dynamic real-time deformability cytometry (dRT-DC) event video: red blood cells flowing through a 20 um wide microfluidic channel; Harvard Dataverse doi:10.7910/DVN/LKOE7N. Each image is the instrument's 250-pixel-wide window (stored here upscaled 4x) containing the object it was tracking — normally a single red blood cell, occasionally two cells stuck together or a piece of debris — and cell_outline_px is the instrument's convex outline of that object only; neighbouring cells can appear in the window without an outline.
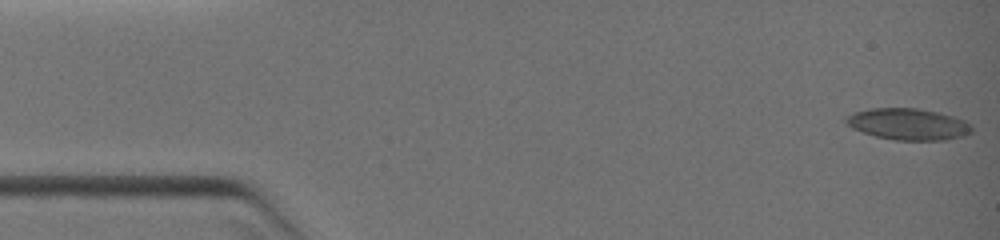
{"species": "common noctule bat (a hibernating species)", "species_latin": "Nyctalus noctula", "temperature_condition": "warm", "stored_images_in_passage": 9, "camera_frame_rate_fps": 3000, "um_per_image_px": 0.085, "animal": {"sex": "female", "body_mass_g": 19.0, "forearm_length_mm": 51.5}, "frame": {"image": 1, "passage_image": 1, "time_ms": 0.0, "image_size_px": [1000, 240], "cell_outline_px": [[972, 132], [964, 136], [944, 140], [896, 140], [876, 136], [852, 128], [844, 120], [852, 112], [868, 108], [916, 108], [936, 112], [952, 116], [964, 120], [972, 124]], "centroid_in_image_um": [77.21, 10.55], "position_along_channel_um": 7.8, "area_um2": 23.0}}
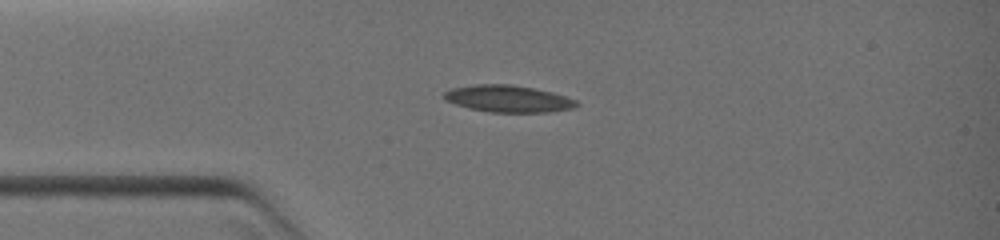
{"frame": {"image": 2, "passage_image": 8, "time_ms": 3.0, "image_size_px": [1000, 240], "cell_outline_px": [[580, 104], [576, 108], [548, 112], [488, 112], [468, 108], [444, 100], [444, 92], [452, 88], [476, 84], [512, 84], [552, 92], [576, 100]], "centroid_in_image_um": [43.2, 8.4], "position_along_channel_um": 41.8, "area_um2": 20.81}}